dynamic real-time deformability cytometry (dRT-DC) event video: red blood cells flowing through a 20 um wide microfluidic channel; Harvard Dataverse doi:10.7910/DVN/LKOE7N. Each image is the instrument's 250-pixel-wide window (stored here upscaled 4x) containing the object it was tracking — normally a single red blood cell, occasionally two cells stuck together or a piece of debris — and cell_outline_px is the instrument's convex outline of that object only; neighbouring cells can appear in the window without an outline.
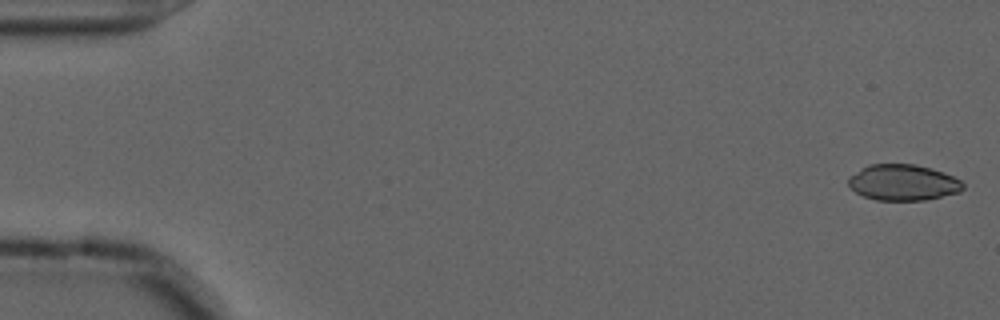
{"species": "common noctule bat (a hibernating species)", "species_latin": "Nyctalus noctula", "temperature_condition": "cold", "stored_images_in_passage": 55, "camera_frame_rate_fps": 3000, "um_per_image_px": 0.085, "animal": {"sex": "male", "forearm_length_mm": 52.5}, "frame": {"image": 1, "passage_image": 1, "time_ms": 0.0, "image_size_px": [1000, 320], "cell_outline_px": [[964, 188], [960, 192], [924, 200], [876, 200], [864, 196], [856, 192], [848, 184], [848, 176], [868, 164], [916, 164], [932, 168], [944, 172], [960, 180], [964, 184]], "centroid_in_image_um": [76.76, 15.5], "position_along_channel_um": 8.2, "area_um2": 24.1}}
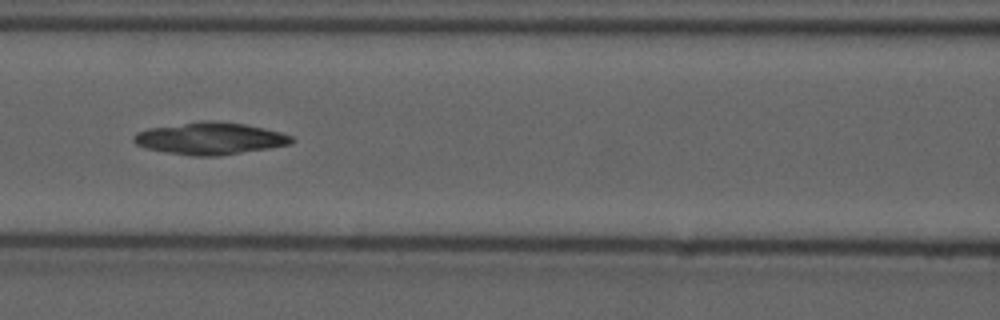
{"frame": {"image": 2, "passage_image": 24, "time_ms": 7.667, "image_size_px": [1000, 320], "cell_outline_px": [[296, 140], [292, 144], [220, 156], [192, 156], [144, 148], [136, 144], [132, 140], [132, 136], [136, 132], [148, 128], [200, 120], [216, 120], [244, 124], [264, 128], [280, 132], [292, 136]], "centroid_in_image_um": [17.84, 11.76], "position_along_channel_um": 148.8, "area_um2": 29.82}}
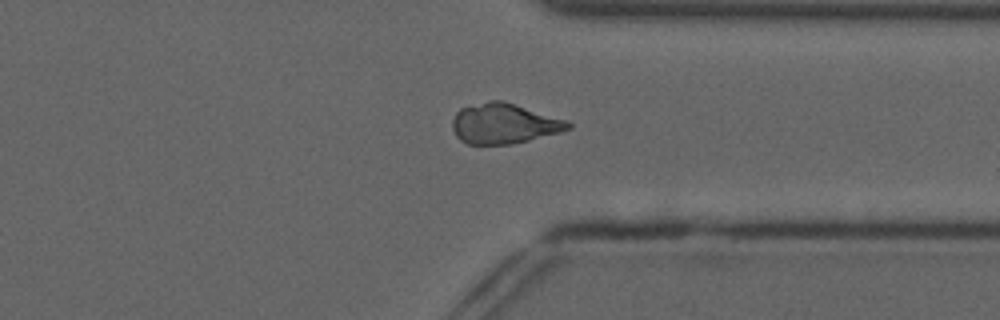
{"frame": {"image": 3, "passage_image": 42, "time_ms": 13.667, "image_size_px": [1000, 320], "cell_outline_px": [[572, 128], [560, 132], [512, 144], [468, 144], [460, 140], [456, 136], [452, 128], [452, 120], [456, 112], [460, 108], [488, 100], [500, 100], [568, 120], [572, 124]], "centroid_in_image_um": [42.83, 10.5], "position_along_channel_um": 368.6, "area_um2": 27.11}}